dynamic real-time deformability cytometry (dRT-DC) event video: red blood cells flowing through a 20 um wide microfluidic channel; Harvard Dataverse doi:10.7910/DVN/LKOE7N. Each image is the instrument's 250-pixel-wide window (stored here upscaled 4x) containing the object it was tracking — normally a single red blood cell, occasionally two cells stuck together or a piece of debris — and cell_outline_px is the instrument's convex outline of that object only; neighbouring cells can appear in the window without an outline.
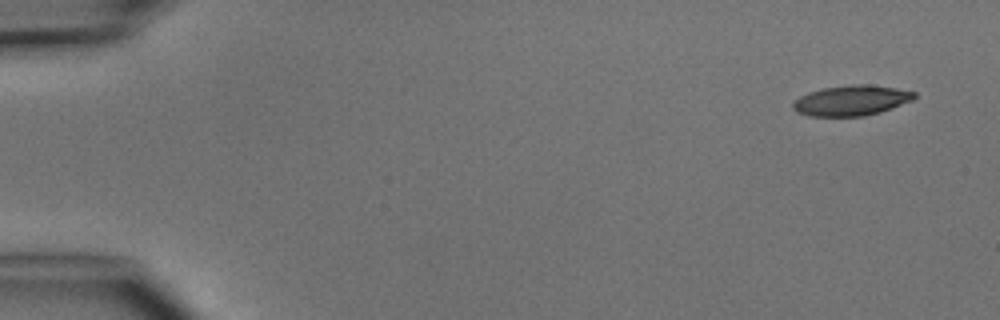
{"species": "common noctule bat (a hibernating species)", "species_latin": "Nyctalus noctula", "temperature_condition": "cold", "stored_images_in_passage": 3, "camera_frame_rate_fps": 3000, "um_per_image_px": 0.085, "animal": {"sex": "male", "body_mass_g": 15.6}, "frame": {"image": 1, "passage_image": 1, "time_ms": 0.0, "image_size_px": [1000, 320], "cell_outline_px": [[916, 96], [912, 100], [892, 108], [880, 112], [864, 116], [808, 116], [796, 112], [792, 108], [792, 104], [800, 96], [808, 92], [820, 88], [852, 84], [868, 84], [896, 88], [916, 92]], "centroid_in_image_um": [72.34, 8.53], "position_along_channel_um": 12.7, "area_um2": 21.56}}